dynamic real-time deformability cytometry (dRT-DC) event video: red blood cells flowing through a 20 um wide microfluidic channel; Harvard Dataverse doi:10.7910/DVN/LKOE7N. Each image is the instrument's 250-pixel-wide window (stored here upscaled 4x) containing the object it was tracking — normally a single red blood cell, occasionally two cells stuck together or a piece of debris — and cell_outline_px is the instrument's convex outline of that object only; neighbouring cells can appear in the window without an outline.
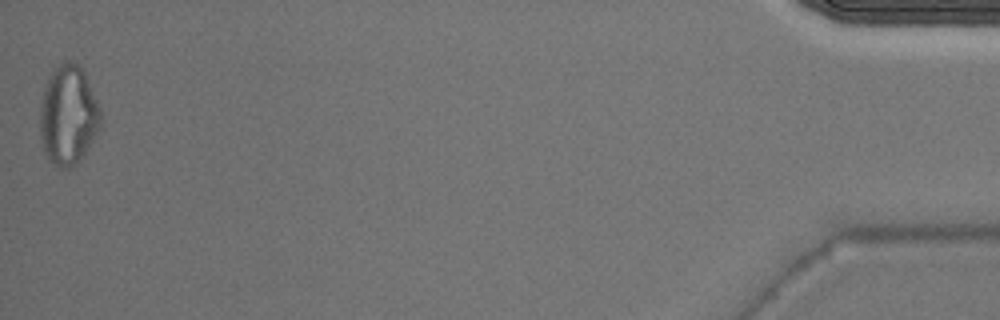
{"species": "Egyptian fruit bat (a non-hibernating species)", "species_latin": "Rousettus aegyptiacus", "temperature_condition": "warm", "stored_images_in_passage": 31, "camera_frame_rate_fps": 3000, "um_per_image_px": 0.085, "animal": {"sex": "male"}, "frame": {"image": 1, "passage_image": 31, "time_ms": 10.0, "image_size_px": [1000, 320], "cell_outline_px": [[100, 128], [84, 152], [68, 168], [60, 168], [48, 156], [40, 140], [40, 108], [44, 88], [48, 76], [60, 64], [68, 60], [76, 64], [84, 72], [96, 100], [100, 112]], "centroid_in_image_um": [5.77, 9.75], "position_along_channel_um": 429.4, "area_um2": 34.1}}